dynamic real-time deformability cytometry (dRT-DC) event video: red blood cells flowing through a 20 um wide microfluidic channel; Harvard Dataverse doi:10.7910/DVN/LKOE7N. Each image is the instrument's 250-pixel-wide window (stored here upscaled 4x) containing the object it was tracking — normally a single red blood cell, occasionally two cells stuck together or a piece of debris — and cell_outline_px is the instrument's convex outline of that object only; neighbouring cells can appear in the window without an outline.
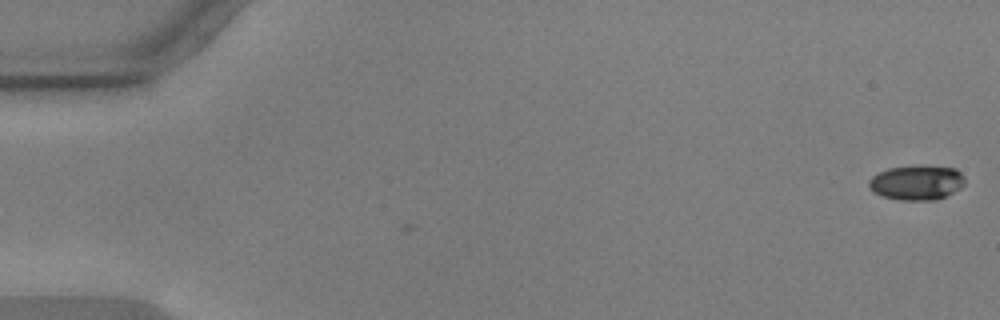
{"species": "common noctule bat (a hibernating species)", "species_latin": "Nyctalus noctula", "temperature_condition": "warm", "stored_images_in_passage": 6, "camera_frame_rate_fps": 3000, "um_per_image_px": 0.085, "animal": {"sex": "male", "body_mass_g": 17.9, "forearm_length_mm": 54.2}, "frame": {"image": 1, "passage_image": 6, "time_ms": 1.667, "image_size_px": [1000, 320], "cell_outline_px": [[964, 184], [960, 188], [936, 200], [900, 200], [884, 196], [872, 192], [868, 184], [868, 180], [872, 176], [888, 168], [920, 164], [956, 168], [964, 176]], "centroid_in_image_um": [77.91, 15.49], "position_along_channel_um": 7.1, "area_um2": 19.65}}